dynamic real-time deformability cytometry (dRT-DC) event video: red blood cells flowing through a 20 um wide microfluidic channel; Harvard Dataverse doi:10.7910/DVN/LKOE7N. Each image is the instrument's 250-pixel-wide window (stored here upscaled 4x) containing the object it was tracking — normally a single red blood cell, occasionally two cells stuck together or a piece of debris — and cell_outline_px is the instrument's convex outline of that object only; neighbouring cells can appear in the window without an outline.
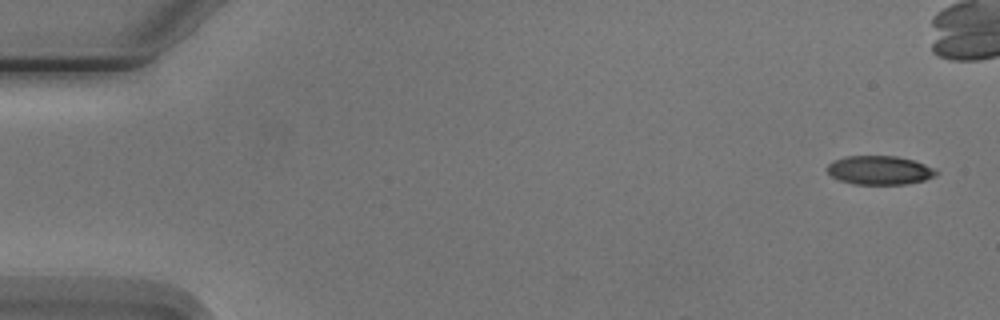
{"species": "Egyptian fruit bat (a non-hibernating species)", "species_latin": "Rousettus aegyptiacus", "temperature_condition": "cold", "stored_images_in_passage": 4, "segment_of_instrument_passage": [2, 2], "camera_frame_rate_fps": 3000, "um_per_image_px": 0.085, "animal": {"sex": "male"}, "frame": {"image": 1, "passage_image": 4, "time_ms": 4.667, "image_size_px": [1000, 320], "cell_outline_px": [[940, 172], [936, 176], [924, 180], [904, 184], [856, 184], [840, 180], [832, 176], [828, 172], [828, 164], [832, 160], [844, 156], [896, 156], [912, 160], [936, 168]], "centroid_in_image_um": [74.79, 14.46], "position_along_channel_um": 10.2, "area_um2": 18.32}}